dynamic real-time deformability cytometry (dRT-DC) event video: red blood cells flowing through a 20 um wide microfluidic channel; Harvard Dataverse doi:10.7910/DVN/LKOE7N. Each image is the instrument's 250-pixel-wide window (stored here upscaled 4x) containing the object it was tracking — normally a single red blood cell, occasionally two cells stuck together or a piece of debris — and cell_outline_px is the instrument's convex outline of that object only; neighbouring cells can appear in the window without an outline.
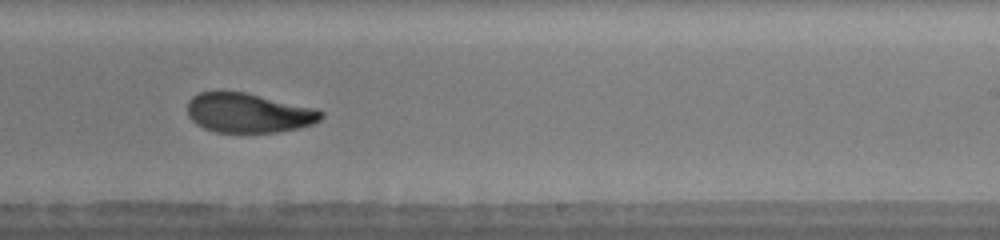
{"species": "human", "species_latin": "Homo sapiens", "temperature_condition": "warm", "stored_images_in_passage": 32, "camera_frame_rate_fps": 3000, "um_per_image_px": 0.085, "donor": {"sex": "male"}, "frame": {"image": 1, "passage_image": 23, "time_ms": 5.333, "image_size_px": [1000, 240], "cell_outline_px": [[324, 116], [320, 120], [312, 124], [300, 128], [276, 132], [216, 132], [204, 128], [196, 124], [188, 116], [188, 100], [192, 96], [200, 92], [244, 92], [316, 108], [324, 112]], "centroid_in_image_um": [21.14, 9.6], "position_along_channel_um": 267.9, "area_um2": 30.75}}